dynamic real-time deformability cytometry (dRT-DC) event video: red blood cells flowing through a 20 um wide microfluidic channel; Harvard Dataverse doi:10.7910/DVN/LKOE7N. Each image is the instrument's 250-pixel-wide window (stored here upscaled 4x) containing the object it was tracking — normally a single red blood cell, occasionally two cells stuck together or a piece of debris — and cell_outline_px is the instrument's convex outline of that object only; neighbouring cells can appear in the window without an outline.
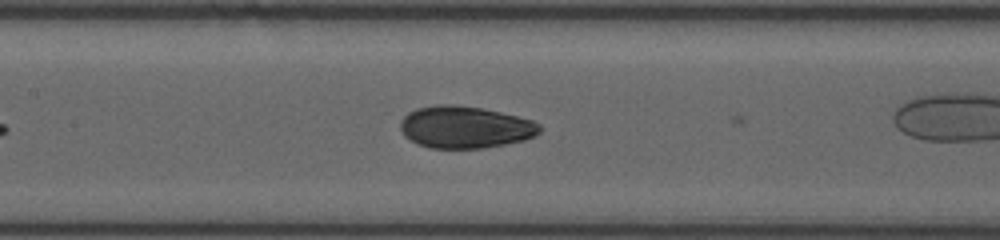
{"species": "human", "species_latin": "Homo sapiens", "temperature_condition": "room temperature", "stored_images_in_passage": 17, "camera_frame_rate_fps": 3000, "um_per_image_px": 0.085, "donor": {"sex": "female"}, "frame": {"image": 1, "passage_image": 8, "time_ms": 2.667, "image_size_px": [1000, 240], "cell_outline_px": [[540, 132], [536, 136], [524, 140], [484, 148], [428, 148], [416, 144], [404, 136], [400, 128], [400, 120], [408, 112], [416, 108], [436, 104], [452, 104], [480, 108], [500, 112], [532, 120], [540, 124]], "centroid_in_image_um": [39.49, 10.81], "position_along_channel_um": 167.9, "area_um2": 34.33}}